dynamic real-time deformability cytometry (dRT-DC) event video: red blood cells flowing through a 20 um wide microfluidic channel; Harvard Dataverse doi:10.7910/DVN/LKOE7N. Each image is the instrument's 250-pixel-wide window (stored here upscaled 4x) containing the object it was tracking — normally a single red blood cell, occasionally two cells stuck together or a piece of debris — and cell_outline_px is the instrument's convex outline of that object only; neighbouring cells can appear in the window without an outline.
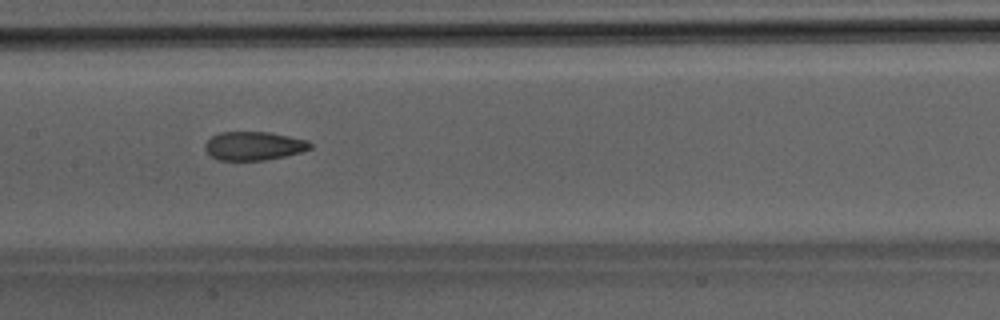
{"species": "Egyptian fruit bat (a non-hibernating species)", "species_latin": "Rousettus aegyptiacus", "temperature_condition": "room temperature", "stored_images_in_passage": 48, "camera_frame_rate_fps": 3000, "um_per_image_px": 0.085, "animal": {"sex": "male"}, "frame": {"image": 1, "passage_image": 24, "time_ms": 7.667, "image_size_px": [1000, 320], "cell_outline_px": [[312, 148], [300, 152], [284, 156], [264, 160], [216, 160], [204, 148], [204, 144], [212, 136], [220, 132], [268, 132], [308, 140], [312, 144]], "centroid_in_image_um": [21.57, 12.4], "position_along_channel_um": 185.8, "area_um2": 17.46}}
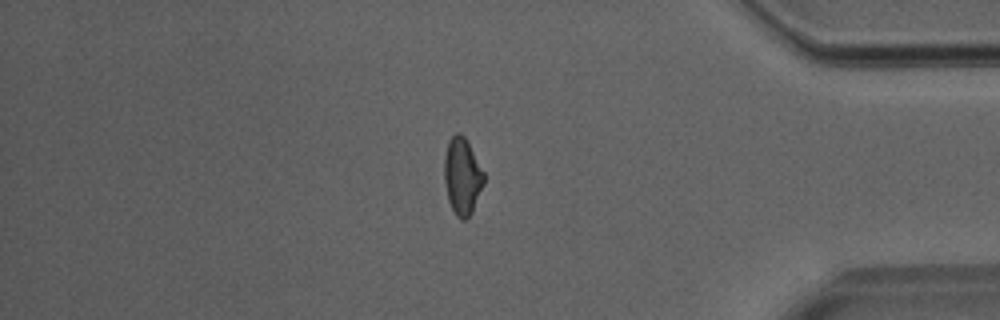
{"frame": {"image": 2, "passage_image": 41, "time_ms": 13.333, "image_size_px": [1000, 320], "cell_outline_px": [[484, 184], [472, 212], [464, 220], [460, 220], [456, 216], [448, 200], [444, 180], [444, 156], [448, 140], [456, 132], [460, 132], [464, 136], [484, 172]], "centroid_in_image_um": [39.28, 14.97], "position_along_channel_um": 395.9, "area_um2": 17.74}}
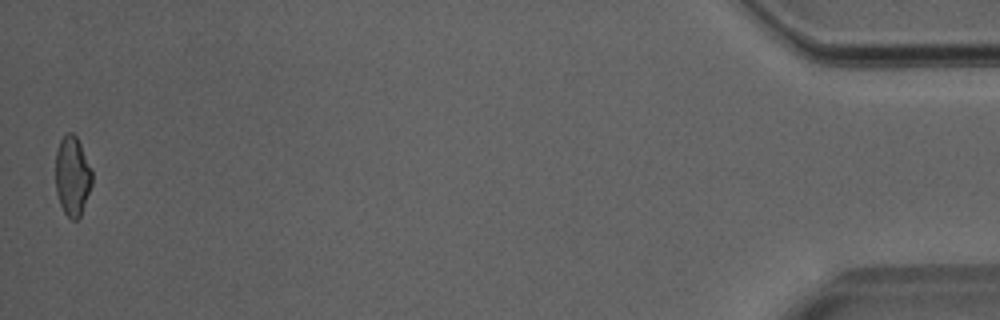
{"frame": {"image": 3, "passage_image": 48, "time_ms": 15.667, "image_size_px": [1000, 320], "cell_outline_px": [[92, 184], [80, 216], [76, 220], [72, 220], [64, 212], [60, 204], [56, 192], [56, 152], [60, 140], [68, 132], [72, 132], [76, 136], [92, 168]], "centroid_in_image_um": [6.16, 14.96], "position_along_channel_um": 429.0, "area_um2": 16.88}}